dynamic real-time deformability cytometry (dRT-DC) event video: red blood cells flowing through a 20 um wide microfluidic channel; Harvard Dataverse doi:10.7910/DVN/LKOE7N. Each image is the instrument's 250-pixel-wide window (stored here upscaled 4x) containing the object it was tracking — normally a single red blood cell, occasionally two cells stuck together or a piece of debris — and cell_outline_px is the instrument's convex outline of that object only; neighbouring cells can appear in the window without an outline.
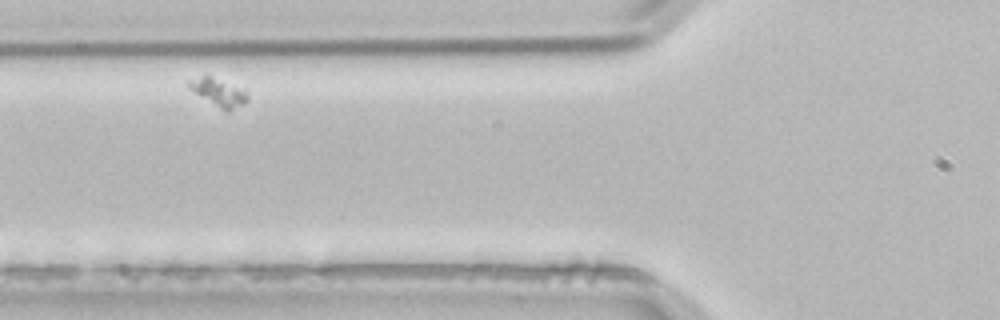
{"species": "common noctule bat (a hibernating species)", "species_latin": "Nyctalus noctula", "temperature_condition": "room temperature", "stored_images_in_passage": 32, "camera_frame_rate_fps": 3000, "um_per_image_px": 0.085, "animal": {"sex": "male", "body_mass_g": 21.5, "forearm_length_mm": 52.0}, "frame": {"image": 1, "passage_image": 6, "time_ms": 1.667, "image_size_px": [1000, 320], "cell_outline_px": [[248, 100], [244, 104], [228, 112], [224, 112], [188, 88], [188, 80], [208, 72], [244, 88], [248, 92]], "centroid_in_image_um": [18.6, 7.79], "position_along_channel_um": 107.2, "area_um2": 10.29}}
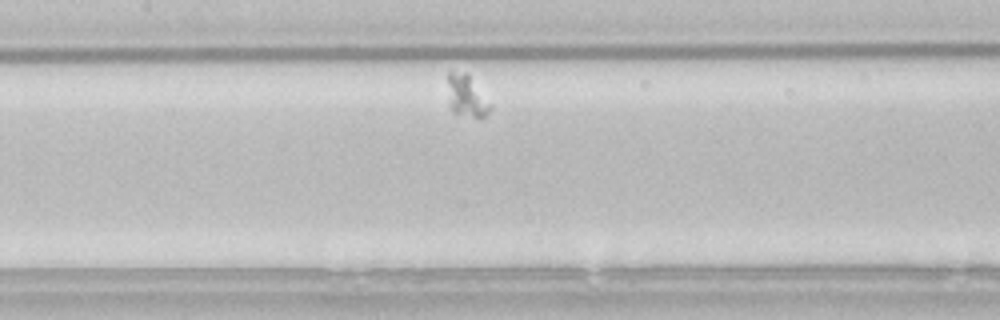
{"frame": {"image": 2, "passage_image": 12, "time_ms": 3.667, "image_size_px": [1000, 320], "cell_outline_px": [[492, 108], [484, 116], [472, 116], [452, 112], [448, 100], [448, 72], [464, 72], [468, 76], [492, 104]], "centroid_in_image_um": [39.64, 8.17], "position_along_channel_um": 167.8, "area_um2": 10.0}}
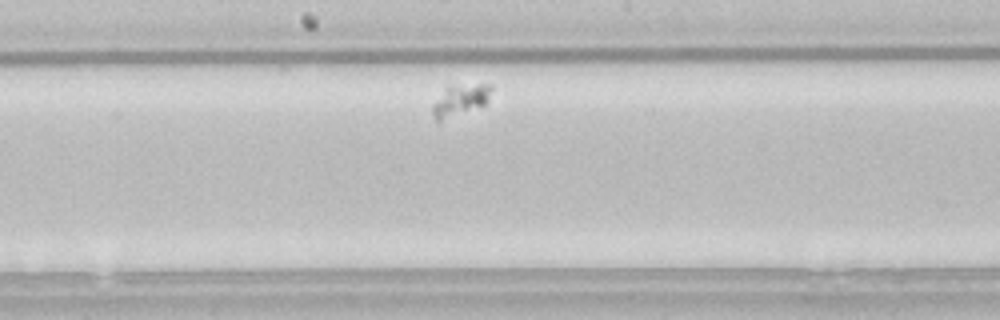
{"frame": {"image": 3, "passage_image": 16, "time_ms": 5.0, "image_size_px": [1000, 320], "cell_outline_px": [[492, 88], [488, 100], [484, 104], [440, 120], [436, 120], [432, 112], [432, 104], [444, 88], [448, 84], [492, 84]], "centroid_in_image_um": [39.1, 8.43], "position_along_channel_um": 209.1, "area_um2": 10.58}}